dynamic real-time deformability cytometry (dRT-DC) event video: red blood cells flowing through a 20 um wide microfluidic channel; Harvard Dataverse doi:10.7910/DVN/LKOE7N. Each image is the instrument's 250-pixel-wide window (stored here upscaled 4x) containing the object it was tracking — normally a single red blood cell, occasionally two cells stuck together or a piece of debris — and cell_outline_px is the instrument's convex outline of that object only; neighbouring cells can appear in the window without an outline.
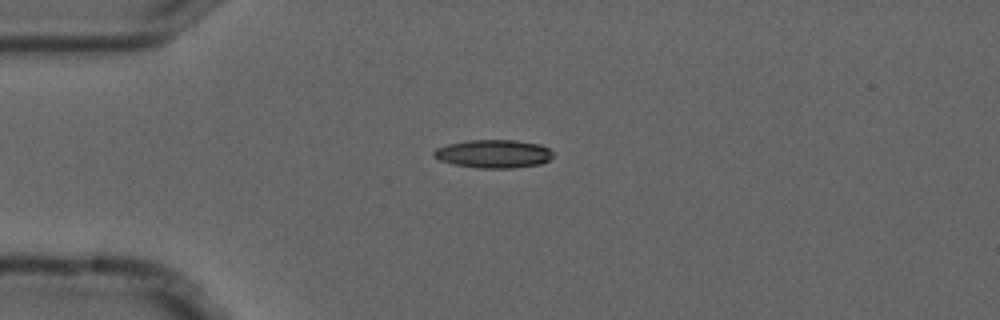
{"species": "common noctule bat (a hibernating species)", "species_latin": "Nyctalus noctula", "temperature_condition": "cold", "stored_images_in_passage": 1, "camera_frame_rate_fps": 3000, "um_per_image_px": 0.085, "animal": {"sex": "male", "forearm_length_mm": 52.5}, "frame": {"image": 1, "passage_image": 1, "time_ms": 0.0, "image_size_px": [1000, 320], "cell_outline_px": [[552, 156], [548, 160], [540, 164], [516, 168], [476, 168], [456, 164], [440, 160], [432, 156], [432, 152], [436, 148], [448, 144], [468, 140], [516, 140], [540, 144], [548, 148], [552, 152]], "centroid_in_image_um": [41.94, 13.07], "position_along_channel_um": 43.1, "area_um2": 19.65}}